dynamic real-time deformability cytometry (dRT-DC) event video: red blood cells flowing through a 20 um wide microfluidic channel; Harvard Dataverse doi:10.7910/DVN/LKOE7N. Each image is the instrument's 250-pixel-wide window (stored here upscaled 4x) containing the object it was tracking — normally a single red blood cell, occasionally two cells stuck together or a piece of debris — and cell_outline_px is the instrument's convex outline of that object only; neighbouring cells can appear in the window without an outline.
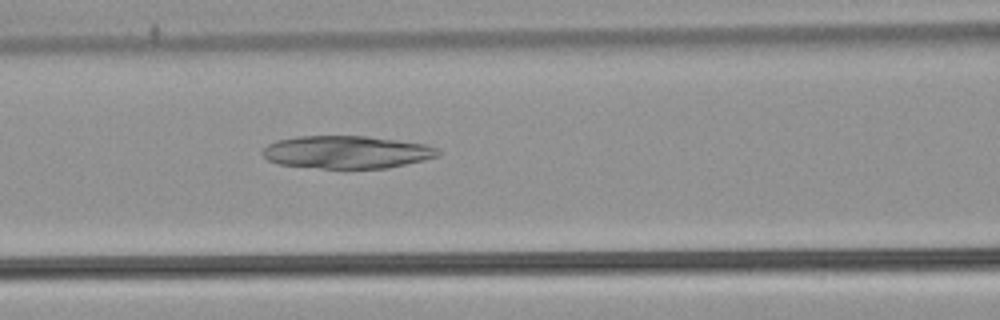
{"species": "common noctule bat (a hibernating species)", "species_latin": "Nyctalus noctula", "temperature_condition": "warm", "stored_images_in_passage": 53, "camera_frame_rate_fps": 3000, "um_per_image_px": 0.085, "animal": {"sex": "male", "body_mass_g": 21.5, "forearm_length_mm": 52.0}, "frame": {"image": 1, "passage_image": 23, "time_ms": 7.333, "image_size_px": [1000, 320], "cell_outline_px": [[440, 156], [424, 160], [388, 168], [320, 168], [276, 164], [268, 160], [260, 152], [268, 144], [276, 140], [296, 136], [368, 136], [424, 144], [436, 148], [440, 152]], "centroid_in_image_um": [29.44, 12.93], "position_along_channel_um": 137.2, "area_um2": 33.52}}
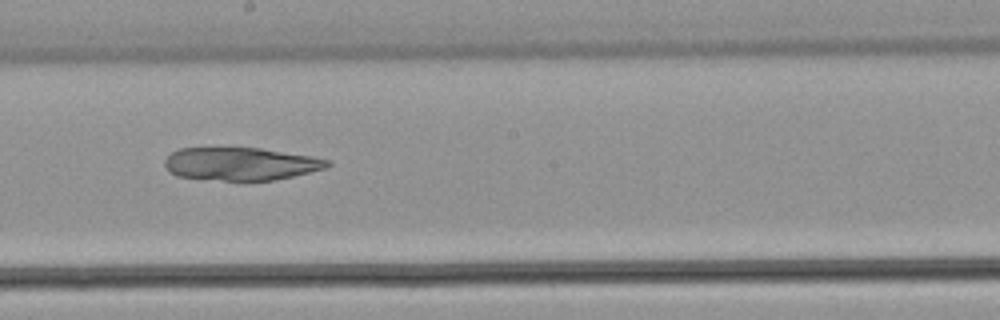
{"frame": {"image": 2, "passage_image": 30, "time_ms": 9.667, "image_size_px": [1000, 320], "cell_outline_px": [[332, 164], [328, 168], [292, 176], [272, 180], [224, 180], [176, 176], [164, 164], [164, 160], [172, 152], [180, 148], [260, 148], [312, 156], [328, 160]], "centroid_in_image_um": [20.49, 13.92], "position_along_channel_um": 227.7, "area_um2": 30.87}}
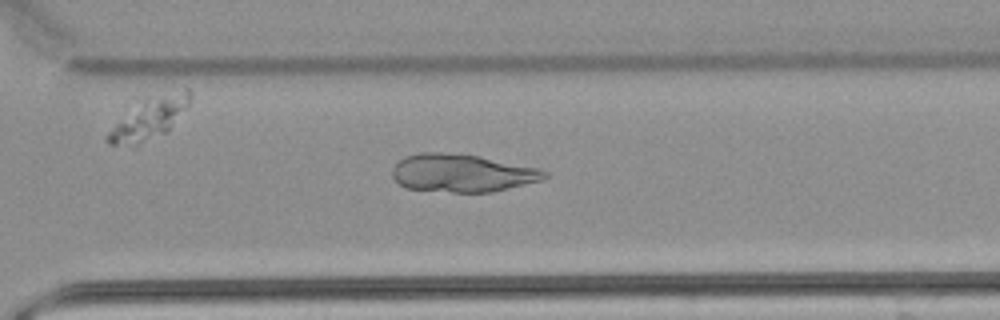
{"frame": {"image": 3, "passage_image": 38, "time_ms": 12.333, "image_size_px": [1000, 320], "cell_outline_px": [[548, 176], [540, 180], [492, 192], [452, 192], [404, 188], [392, 176], [392, 168], [396, 160], [404, 156], [420, 152], [440, 152], [480, 156], [540, 168], [548, 172]], "centroid_in_image_um": [39.23, 14.7], "position_along_channel_um": 331.4, "area_um2": 33.76}}